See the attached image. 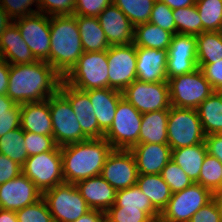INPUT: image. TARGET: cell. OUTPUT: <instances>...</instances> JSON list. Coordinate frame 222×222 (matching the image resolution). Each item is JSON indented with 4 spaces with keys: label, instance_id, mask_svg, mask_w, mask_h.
I'll use <instances>...</instances> for the list:
<instances>
[{
    "label": "cell",
    "instance_id": "1",
    "mask_svg": "<svg viewBox=\"0 0 222 222\" xmlns=\"http://www.w3.org/2000/svg\"><path fill=\"white\" fill-rule=\"evenodd\" d=\"M63 77L46 61L10 64L6 95L16 104L42 102L59 90Z\"/></svg>",
    "mask_w": 222,
    "mask_h": 222
},
{
    "label": "cell",
    "instance_id": "2",
    "mask_svg": "<svg viewBox=\"0 0 222 222\" xmlns=\"http://www.w3.org/2000/svg\"><path fill=\"white\" fill-rule=\"evenodd\" d=\"M112 150L105 138H91L61 146L64 183L76 184L99 176Z\"/></svg>",
    "mask_w": 222,
    "mask_h": 222
},
{
    "label": "cell",
    "instance_id": "3",
    "mask_svg": "<svg viewBox=\"0 0 222 222\" xmlns=\"http://www.w3.org/2000/svg\"><path fill=\"white\" fill-rule=\"evenodd\" d=\"M49 64L64 77L84 52L74 15L50 17Z\"/></svg>",
    "mask_w": 222,
    "mask_h": 222
},
{
    "label": "cell",
    "instance_id": "4",
    "mask_svg": "<svg viewBox=\"0 0 222 222\" xmlns=\"http://www.w3.org/2000/svg\"><path fill=\"white\" fill-rule=\"evenodd\" d=\"M107 51L83 52L63 80L86 91L109 88Z\"/></svg>",
    "mask_w": 222,
    "mask_h": 222
},
{
    "label": "cell",
    "instance_id": "5",
    "mask_svg": "<svg viewBox=\"0 0 222 222\" xmlns=\"http://www.w3.org/2000/svg\"><path fill=\"white\" fill-rule=\"evenodd\" d=\"M167 137L172 150L204 142L206 135L196 109L171 106Z\"/></svg>",
    "mask_w": 222,
    "mask_h": 222
},
{
    "label": "cell",
    "instance_id": "6",
    "mask_svg": "<svg viewBox=\"0 0 222 222\" xmlns=\"http://www.w3.org/2000/svg\"><path fill=\"white\" fill-rule=\"evenodd\" d=\"M167 82L170 104L179 108L196 109L215 91L199 67L191 73L170 78Z\"/></svg>",
    "mask_w": 222,
    "mask_h": 222
},
{
    "label": "cell",
    "instance_id": "7",
    "mask_svg": "<svg viewBox=\"0 0 222 222\" xmlns=\"http://www.w3.org/2000/svg\"><path fill=\"white\" fill-rule=\"evenodd\" d=\"M142 114L125 98L117 104L112 125L104 133V138L113 149L130 150L139 144Z\"/></svg>",
    "mask_w": 222,
    "mask_h": 222
},
{
    "label": "cell",
    "instance_id": "8",
    "mask_svg": "<svg viewBox=\"0 0 222 222\" xmlns=\"http://www.w3.org/2000/svg\"><path fill=\"white\" fill-rule=\"evenodd\" d=\"M22 173L28 177L42 194L64 183L60 147L52 151L29 156L22 165Z\"/></svg>",
    "mask_w": 222,
    "mask_h": 222
},
{
    "label": "cell",
    "instance_id": "9",
    "mask_svg": "<svg viewBox=\"0 0 222 222\" xmlns=\"http://www.w3.org/2000/svg\"><path fill=\"white\" fill-rule=\"evenodd\" d=\"M47 101L52 119L53 138L57 146L61 147L89 139L82 132L69 100L59 90Z\"/></svg>",
    "mask_w": 222,
    "mask_h": 222
},
{
    "label": "cell",
    "instance_id": "10",
    "mask_svg": "<svg viewBox=\"0 0 222 222\" xmlns=\"http://www.w3.org/2000/svg\"><path fill=\"white\" fill-rule=\"evenodd\" d=\"M215 195L199 183L173 193L160 213L158 222H189L192 216L209 203Z\"/></svg>",
    "mask_w": 222,
    "mask_h": 222
},
{
    "label": "cell",
    "instance_id": "11",
    "mask_svg": "<svg viewBox=\"0 0 222 222\" xmlns=\"http://www.w3.org/2000/svg\"><path fill=\"white\" fill-rule=\"evenodd\" d=\"M54 222H73L91 210L75 184L62 183L43 193Z\"/></svg>",
    "mask_w": 222,
    "mask_h": 222
},
{
    "label": "cell",
    "instance_id": "12",
    "mask_svg": "<svg viewBox=\"0 0 222 222\" xmlns=\"http://www.w3.org/2000/svg\"><path fill=\"white\" fill-rule=\"evenodd\" d=\"M122 96L141 114L171 107L167 81L142 82L136 79L122 91Z\"/></svg>",
    "mask_w": 222,
    "mask_h": 222
},
{
    "label": "cell",
    "instance_id": "13",
    "mask_svg": "<svg viewBox=\"0 0 222 222\" xmlns=\"http://www.w3.org/2000/svg\"><path fill=\"white\" fill-rule=\"evenodd\" d=\"M13 23L18 27L22 39L29 46L34 58L49 64L50 17L36 13L18 18Z\"/></svg>",
    "mask_w": 222,
    "mask_h": 222
},
{
    "label": "cell",
    "instance_id": "14",
    "mask_svg": "<svg viewBox=\"0 0 222 222\" xmlns=\"http://www.w3.org/2000/svg\"><path fill=\"white\" fill-rule=\"evenodd\" d=\"M109 88L122 92L134 80L136 73V46L112 45L107 50Z\"/></svg>",
    "mask_w": 222,
    "mask_h": 222
},
{
    "label": "cell",
    "instance_id": "15",
    "mask_svg": "<svg viewBox=\"0 0 222 222\" xmlns=\"http://www.w3.org/2000/svg\"><path fill=\"white\" fill-rule=\"evenodd\" d=\"M116 191L136 185L137 164L130 150L113 149L100 174Z\"/></svg>",
    "mask_w": 222,
    "mask_h": 222
},
{
    "label": "cell",
    "instance_id": "16",
    "mask_svg": "<svg viewBox=\"0 0 222 222\" xmlns=\"http://www.w3.org/2000/svg\"><path fill=\"white\" fill-rule=\"evenodd\" d=\"M167 52V80L198 68L196 36L176 33Z\"/></svg>",
    "mask_w": 222,
    "mask_h": 222
},
{
    "label": "cell",
    "instance_id": "17",
    "mask_svg": "<svg viewBox=\"0 0 222 222\" xmlns=\"http://www.w3.org/2000/svg\"><path fill=\"white\" fill-rule=\"evenodd\" d=\"M42 197V192L23 173L0 185V209L16 212Z\"/></svg>",
    "mask_w": 222,
    "mask_h": 222
},
{
    "label": "cell",
    "instance_id": "18",
    "mask_svg": "<svg viewBox=\"0 0 222 222\" xmlns=\"http://www.w3.org/2000/svg\"><path fill=\"white\" fill-rule=\"evenodd\" d=\"M59 91L69 100L82 132L89 139L104 138L105 132L99 127L88 93L68 85L63 79Z\"/></svg>",
    "mask_w": 222,
    "mask_h": 222
},
{
    "label": "cell",
    "instance_id": "19",
    "mask_svg": "<svg viewBox=\"0 0 222 222\" xmlns=\"http://www.w3.org/2000/svg\"><path fill=\"white\" fill-rule=\"evenodd\" d=\"M98 20L110 46L133 43L134 25L113 3L98 15Z\"/></svg>",
    "mask_w": 222,
    "mask_h": 222
},
{
    "label": "cell",
    "instance_id": "20",
    "mask_svg": "<svg viewBox=\"0 0 222 222\" xmlns=\"http://www.w3.org/2000/svg\"><path fill=\"white\" fill-rule=\"evenodd\" d=\"M130 151L135 157L138 175L161 174L172 159V149L168 144L140 143L134 145Z\"/></svg>",
    "mask_w": 222,
    "mask_h": 222
},
{
    "label": "cell",
    "instance_id": "21",
    "mask_svg": "<svg viewBox=\"0 0 222 222\" xmlns=\"http://www.w3.org/2000/svg\"><path fill=\"white\" fill-rule=\"evenodd\" d=\"M136 57L137 80L142 82L167 81L168 52L166 50L136 47Z\"/></svg>",
    "mask_w": 222,
    "mask_h": 222
},
{
    "label": "cell",
    "instance_id": "22",
    "mask_svg": "<svg viewBox=\"0 0 222 222\" xmlns=\"http://www.w3.org/2000/svg\"><path fill=\"white\" fill-rule=\"evenodd\" d=\"M75 185L92 210L105 213L115 203L116 190L100 175L80 180Z\"/></svg>",
    "mask_w": 222,
    "mask_h": 222
},
{
    "label": "cell",
    "instance_id": "23",
    "mask_svg": "<svg viewBox=\"0 0 222 222\" xmlns=\"http://www.w3.org/2000/svg\"><path fill=\"white\" fill-rule=\"evenodd\" d=\"M20 127L26 132L53 136L49 102L45 100L21 104Z\"/></svg>",
    "mask_w": 222,
    "mask_h": 222
},
{
    "label": "cell",
    "instance_id": "24",
    "mask_svg": "<svg viewBox=\"0 0 222 222\" xmlns=\"http://www.w3.org/2000/svg\"><path fill=\"white\" fill-rule=\"evenodd\" d=\"M99 127L106 132L112 125L122 92L111 88L86 90Z\"/></svg>",
    "mask_w": 222,
    "mask_h": 222
},
{
    "label": "cell",
    "instance_id": "25",
    "mask_svg": "<svg viewBox=\"0 0 222 222\" xmlns=\"http://www.w3.org/2000/svg\"><path fill=\"white\" fill-rule=\"evenodd\" d=\"M0 47L3 59L9 64L19 65L36 61L14 23L10 24L0 37Z\"/></svg>",
    "mask_w": 222,
    "mask_h": 222
},
{
    "label": "cell",
    "instance_id": "26",
    "mask_svg": "<svg viewBox=\"0 0 222 222\" xmlns=\"http://www.w3.org/2000/svg\"><path fill=\"white\" fill-rule=\"evenodd\" d=\"M169 109L142 114L140 143L168 144L167 122Z\"/></svg>",
    "mask_w": 222,
    "mask_h": 222
},
{
    "label": "cell",
    "instance_id": "27",
    "mask_svg": "<svg viewBox=\"0 0 222 222\" xmlns=\"http://www.w3.org/2000/svg\"><path fill=\"white\" fill-rule=\"evenodd\" d=\"M84 52L107 51L110 47L98 17L74 15Z\"/></svg>",
    "mask_w": 222,
    "mask_h": 222
},
{
    "label": "cell",
    "instance_id": "28",
    "mask_svg": "<svg viewBox=\"0 0 222 222\" xmlns=\"http://www.w3.org/2000/svg\"><path fill=\"white\" fill-rule=\"evenodd\" d=\"M207 154L205 142L172 150V160L196 183Z\"/></svg>",
    "mask_w": 222,
    "mask_h": 222
},
{
    "label": "cell",
    "instance_id": "29",
    "mask_svg": "<svg viewBox=\"0 0 222 222\" xmlns=\"http://www.w3.org/2000/svg\"><path fill=\"white\" fill-rule=\"evenodd\" d=\"M205 135L222 134V92L214 91L197 108Z\"/></svg>",
    "mask_w": 222,
    "mask_h": 222
},
{
    "label": "cell",
    "instance_id": "30",
    "mask_svg": "<svg viewBox=\"0 0 222 222\" xmlns=\"http://www.w3.org/2000/svg\"><path fill=\"white\" fill-rule=\"evenodd\" d=\"M173 34L149 22L134 26L133 44L136 47H145L166 50L170 47Z\"/></svg>",
    "mask_w": 222,
    "mask_h": 222
},
{
    "label": "cell",
    "instance_id": "31",
    "mask_svg": "<svg viewBox=\"0 0 222 222\" xmlns=\"http://www.w3.org/2000/svg\"><path fill=\"white\" fill-rule=\"evenodd\" d=\"M136 185L151 201V204L161 213L171 198L169 185L161 174L138 175Z\"/></svg>",
    "mask_w": 222,
    "mask_h": 222
},
{
    "label": "cell",
    "instance_id": "32",
    "mask_svg": "<svg viewBox=\"0 0 222 222\" xmlns=\"http://www.w3.org/2000/svg\"><path fill=\"white\" fill-rule=\"evenodd\" d=\"M112 206L140 208L154 222H158L160 217V212L151 204L150 199L143 194L137 185L116 191L115 203Z\"/></svg>",
    "mask_w": 222,
    "mask_h": 222
},
{
    "label": "cell",
    "instance_id": "33",
    "mask_svg": "<svg viewBox=\"0 0 222 222\" xmlns=\"http://www.w3.org/2000/svg\"><path fill=\"white\" fill-rule=\"evenodd\" d=\"M198 64H213L222 59V31H203L196 36Z\"/></svg>",
    "mask_w": 222,
    "mask_h": 222
},
{
    "label": "cell",
    "instance_id": "34",
    "mask_svg": "<svg viewBox=\"0 0 222 222\" xmlns=\"http://www.w3.org/2000/svg\"><path fill=\"white\" fill-rule=\"evenodd\" d=\"M24 130L19 127L0 137V153L23 165L29 157L24 143Z\"/></svg>",
    "mask_w": 222,
    "mask_h": 222
},
{
    "label": "cell",
    "instance_id": "35",
    "mask_svg": "<svg viewBox=\"0 0 222 222\" xmlns=\"http://www.w3.org/2000/svg\"><path fill=\"white\" fill-rule=\"evenodd\" d=\"M196 183L209 189L214 195L219 194L222 191V163L207 153Z\"/></svg>",
    "mask_w": 222,
    "mask_h": 222
},
{
    "label": "cell",
    "instance_id": "36",
    "mask_svg": "<svg viewBox=\"0 0 222 222\" xmlns=\"http://www.w3.org/2000/svg\"><path fill=\"white\" fill-rule=\"evenodd\" d=\"M203 31H222V0H196Z\"/></svg>",
    "mask_w": 222,
    "mask_h": 222
},
{
    "label": "cell",
    "instance_id": "37",
    "mask_svg": "<svg viewBox=\"0 0 222 222\" xmlns=\"http://www.w3.org/2000/svg\"><path fill=\"white\" fill-rule=\"evenodd\" d=\"M155 1L156 0H112V3L136 26L149 22Z\"/></svg>",
    "mask_w": 222,
    "mask_h": 222
},
{
    "label": "cell",
    "instance_id": "38",
    "mask_svg": "<svg viewBox=\"0 0 222 222\" xmlns=\"http://www.w3.org/2000/svg\"><path fill=\"white\" fill-rule=\"evenodd\" d=\"M176 33L197 36L202 33V21L196 5L173 9Z\"/></svg>",
    "mask_w": 222,
    "mask_h": 222
},
{
    "label": "cell",
    "instance_id": "39",
    "mask_svg": "<svg viewBox=\"0 0 222 222\" xmlns=\"http://www.w3.org/2000/svg\"><path fill=\"white\" fill-rule=\"evenodd\" d=\"M161 176L169 185L172 194L182 191L194 183L172 159L162 169Z\"/></svg>",
    "mask_w": 222,
    "mask_h": 222
},
{
    "label": "cell",
    "instance_id": "40",
    "mask_svg": "<svg viewBox=\"0 0 222 222\" xmlns=\"http://www.w3.org/2000/svg\"><path fill=\"white\" fill-rule=\"evenodd\" d=\"M18 222H54L44 198L16 211Z\"/></svg>",
    "mask_w": 222,
    "mask_h": 222
},
{
    "label": "cell",
    "instance_id": "41",
    "mask_svg": "<svg viewBox=\"0 0 222 222\" xmlns=\"http://www.w3.org/2000/svg\"><path fill=\"white\" fill-rule=\"evenodd\" d=\"M149 23L176 34V25L173 18V10L164 2L156 0L150 15Z\"/></svg>",
    "mask_w": 222,
    "mask_h": 222
},
{
    "label": "cell",
    "instance_id": "42",
    "mask_svg": "<svg viewBox=\"0 0 222 222\" xmlns=\"http://www.w3.org/2000/svg\"><path fill=\"white\" fill-rule=\"evenodd\" d=\"M105 215L111 222H154L140 208L112 206L105 212Z\"/></svg>",
    "mask_w": 222,
    "mask_h": 222
},
{
    "label": "cell",
    "instance_id": "43",
    "mask_svg": "<svg viewBox=\"0 0 222 222\" xmlns=\"http://www.w3.org/2000/svg\"><path fill=\"white\" fill-rule=\"evenodd\" d=\"M24 143L28 156L52 151L57 145L53 136L39 135L24 131Z\"/></svg>",
    "mask_w": 222,
    "mask_h": 222
},
{
    "label": "cell",
    "instance_id": "44",
    "mask_svg": "<svg viewBox=\"0 0 222 222\" xmlns=\"http://www.w3.org/2000/svg\"><path fill=\"white\" fill-rule=\"evenodd\" d=\"M38 13L51 16L73 15L75 0H37Z\"/></svg>",
    "mask_w": 222,
    "mask_h": 222
},
{
    "label": "cell",
    "instance_id": "45",
    "mask_svg": "<svg viewBox=\"0 0 222 222\" xmlns=\"http://www.w3.org/2000/svg\"><path fill=\"white\" fill-rule=\"evenodd\" d=\"M35 2L38 8L37 0H0L1 6L13 21L38 13V10H33L30 7Z\"/></svg>",
    "mask_w": 222,
    "mask_h": 222
},
{
    "label": "cell",
    "instance_id": "46",
    "mask_svg": "<svg viewBox=\"0 0 222 222\" xmlns=\"http://www.w3.org/2000/svg\"><path fill=\"white\" fill-rule=\"evenodd\" d=\"M189 222H222V208L215 196L209 203L201 207Z\"/></svg>",
    "mask_w": 222,
    "mask_h": 222
},
{
    "label": "cell",
    "instance_id": "47",
    "mask_svg": "<svg viewBox=\"0 0 222 222\" xmlns=\"http://www.w3.org/2000/svg\"><path fill=\"white\" fill-rule=\"evenodd\" d=\"M111 3L112 0H75L73 15L98 17Z\"/></svg>",
    "mask_w": 222,
    "mask_h": 222
},
{
    "label": "cell",
    "instance_id": "48",
    "mask_svg": "<svg viewBox=\"0 0 222 222\" xmlns=\"http://www.w3.org/2000/svg\"><path fill=\"white\" fill-rule=\"evenodd\" d=\"M204 77L215 91H222V59L213 64H198Z\"/></svg>",
    "mask_w": 222,
    "mask_h": 222
},
{
    "label": "cell",
    "instance_id": "49",
    "mask_svg": "<svg viewBox=\"0 0 222 222\" xmlns=\"http://www.w3.org/2000/svg\"><path fill=\"white\" fill-rule=\"evenodd\" d=\"M21 105L17 104L10 113L0 114V137L20 127Z\"/></svg>",
    "mask_w": 222,
    "mask_h": 222
},
{
    "label": "cell",
    "instance_id": "50",
    "mask_svg": "<svg viewBox=\"0 0 222 222\" xmlns=\"http://www.w3.org/2000/svg\"><path fill=\"white\" fill-rule=\"evenodd\" d=\"M22 173V166L0 153V185Z\"/></svg>",
    "mask_w": 222,
    "mask_h": 222
},
{
    "label": "cell",
    "instance_id": "51",
    "mask_svg": "<svg viewBox=\"0 0 222 222\" xmlns=\"http://www.w3.org/2000/svg\"><path fill=\"white\" fill-rule=\"evenodd\" d=\"M204 142L207 153L216 157L222 163V134L206 135Z\"/></svg>",
    "mask_w": 222,
    "mask_h": 222
},
{
    "label": "cell",
    "instance_id": "52",
    "mask_svg": "<svg viewBox=\"0 0 222 222\" xmlns=\"http://www.w3.org/2000/svg\"><path fill=\"white\" fill-rule=\"evenodd\" d=\"M9 73L10 64L4 59L0 60V95H4L7 92Z\"/></svg>",
    "mask_w": 222,
    "mask_h": 222
},
{
    "label": "cell",
    "instance_id": "53",
    "mask_svg": "<svg viewBox=\"0 0 222 222\" xmlns=\"http://www.w3.org/2000/svg\"><path fill=\"white\" fill-rule=\"evenodd\" d=\"M105 213L101 210H89L85 215L80 216L73 222H99Z\"/></svg>",
    "mask_w": 222,
    "mask_h": 222
},
{
    "label": "cell",
    "instance_id": "54",
    "mask_svg": "<svg viewBox=\"0 0 222 222\" xmlns=\"http://www.w3.org/2000/svg\"><path fill=\"white\" fill-rule=\"evenodd\" d=\"M168 5L172 10L195 5L196 0H159Z\"/></svg>",
    "mask_w": 222,
    "mask_h": 222
},
{
    "label": "cell",
    "instance_id": "55",
    "mask_svg": "<svg viewBox=\"0 0 222 222\" xmlns=\"http://www.w3.org/2000/svg\"><path fill=\"white\" fill-rule=\"evenodd\" d=\"M17 104L10 99L6 94L0 95V114L1 113H10V111L16 106Z\"/></svg>",
    "mask_w": 222,
    "mask_h": 222
},
{
    "label": "cell",
    "instance_id": "56",
    "mask_svg": "<svg viewBox=\"0 0 222 222\" xmlns=\"http://www.w3.org/2000/svg\"><path fill=\"white\" fill-rule=\"evenodd\" d=\"M12 23L13 20L9 17L5 9L0 4V37L2 36L5 29Z\"/></svg>",
    "mask_w": 222,
    "mask_h": 222
},
{
    "label": "cell",
    "instance_id": "57",
    "mask_svg": "<svg viewBox=\"0 0 222 222\" xmlns=\"http://www.w3.org/2000/svg\"><path fill=\"white\" fill-rule=\"evenodd\" d=\"M0 222H18L16 212L0 209Z\"/></svg>",
    "mask_w": 222,
    "mask_h": 222
},
{
    "label": "cell",
    "instance_id": "58",
    "mask_svg": "<svg viewBox=\"0 0 222 222\" xmlns=\"http://www.w3.org/2000/svg\"><path fill=\"white\" fill-rule=\"evenodd\" d=\"M215 196L218 198V201L220 202V205H221V208H222V191L219 194L215 195Z\"/></svg>",
    "mask_w": 222,
    "mask_h": 222
},
{
    "label": "cell",
    "instance_id": "59",
    "mask_svg": "<svg viewBox=\"0 0 222 222\" xmlns=\"http://www.w3.org/2000/svg\"><path fill=\"white\" fill-rule=\"evenodd\" d=\"M99 222H111V221L108 219L106 215H104Z\"/></svg>",
    "mask_w": 222,
    "mask_h": 222
},
{
    "label": "cell",
    "instance_id": "60",
    "mask_svg": "<svg viewBox=\"0 0 222 222\" xmlns=\"http://www.w3.org/2000/svg\"><path fill=\"white\" fill-rule=\"evenodd\" d=\"M3 59V54H2V51H1V47H0V60Z\"/></svg>",
    "mask_w": 222,
    "mask_h": 222
}]
</instances>
